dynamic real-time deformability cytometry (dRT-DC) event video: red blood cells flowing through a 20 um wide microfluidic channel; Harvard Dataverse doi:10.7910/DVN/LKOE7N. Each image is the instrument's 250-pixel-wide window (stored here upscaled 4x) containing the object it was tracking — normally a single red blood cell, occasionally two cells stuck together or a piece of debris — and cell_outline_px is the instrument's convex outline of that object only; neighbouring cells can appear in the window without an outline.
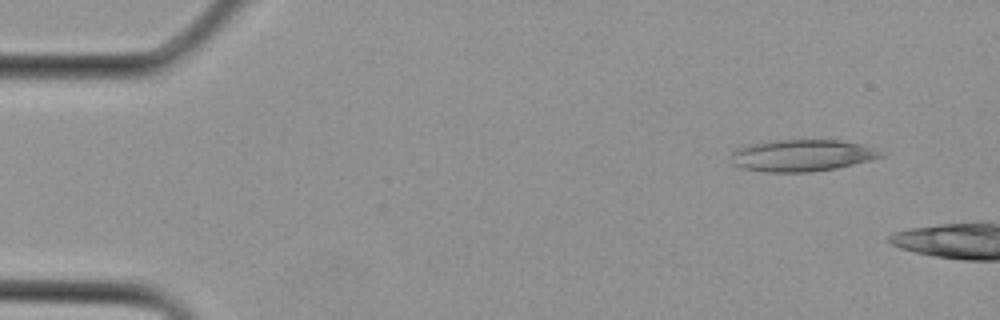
{"species": "Egyptian fruit bat (a non-hibernating species)", "species_latin": "Rousettus aegyptiacus", "temperature_condition": "cold", "stored_images_in_passage": 3, "camera_frame_rate_fps": 3000, "um_per_image_px": 0.085, "animal": {"sex": "female"}, "frame": {"image": 1, "passage_image": 1, "time_ms": 0.0, "image_size_px": [1000, 320], "cell_outline_px": [[884, 156], [872, 160], [836, 168], [812, 172], [764, 172], [744, 168], [732, 164], [732, 152], [736, 148], [752, 144], [776, 140], [836, 140], [860, 144], [872, 148]], "centroid_in_image_um": [68.13, 13.22], "position_along_channel_um": 16.9, "area_um2": 27.46}}